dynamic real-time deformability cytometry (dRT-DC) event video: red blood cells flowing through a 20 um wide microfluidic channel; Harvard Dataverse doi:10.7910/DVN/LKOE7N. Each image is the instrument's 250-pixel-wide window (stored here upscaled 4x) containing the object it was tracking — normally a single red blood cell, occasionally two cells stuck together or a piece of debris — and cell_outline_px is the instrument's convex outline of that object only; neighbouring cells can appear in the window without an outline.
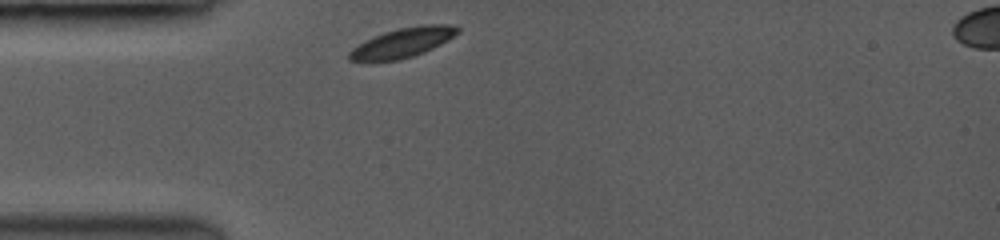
{"species": "common noctule bat (a hibernating species)", "species_latin": "Nyctalus noctula", "temperature_condition": "room temperature", "stored_images_in_passage": 35, "camera_frame_rate_fps": 3500, "um_per_image_px": 0.085, "animal": {"sex": "female", "body_mass_g": 19.0, "forearm_length_mm": 53.3}, "frame": {"image": 1, "passage_image": 1, "time_ms": 0.0, "image_size_px": [1000, 240], "cell_outline_px": [[460, 32], [448, 40], [424, 52], [412, 56], [396, 60], [348, 60], [348, 52], [352, 48], [364, 40], [372, 36], [384, 32], [400, 28], [420, 24], [452, 24], [460, 28]], "centroid_in_image_um": [34.25, 3.59], "position_along_channel_um": 50.7, "area_um2": 18.61}}
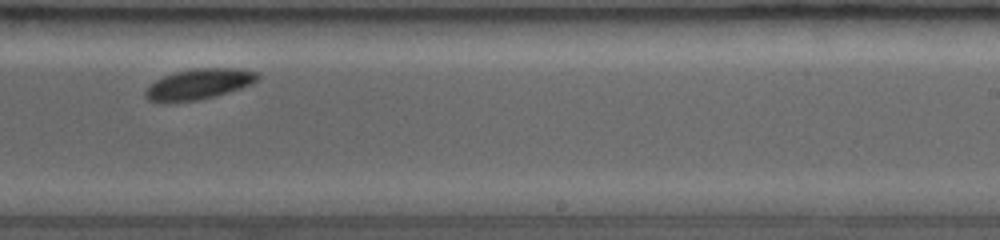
{"frame": {"image": 2, "passage_image": 22, "time_ms": 6.0, "image_size_px": [1000, 240], "cell_outline_px": [[260, 76], [252, 84], [240, 88], [212, 96], [196, 100], [148, 100], [144, 92], [156, 80], [164, 76], [176, 72], [196, 68], [236, 68], [256, 72]], "centroid_in_image_um": [16.96, 7.11], "position_along_channel_um": 272.0, "area_um2": 19.07}}
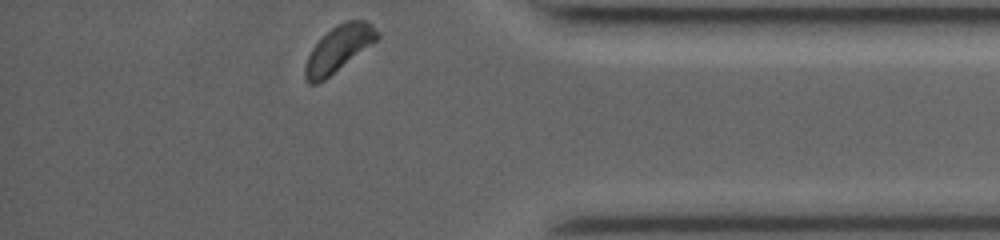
{"frame": {"image": 3, "passage_image": 35, "time_ms": 9.714, "image_size_px": [1000, 240], "cell_outline_px": [[380, 36], [376, 40], [324, 80], [316, 84], [308, 84], [304, 76], [304, 68], [308, 56], [312, 48], [332, 28], [348, 20], [364, 20], [372, 24]], "centroid_in_image_um": [28.75, 4.16], "position_along_channel_um": 406.4, "area_um2": 18.67}}